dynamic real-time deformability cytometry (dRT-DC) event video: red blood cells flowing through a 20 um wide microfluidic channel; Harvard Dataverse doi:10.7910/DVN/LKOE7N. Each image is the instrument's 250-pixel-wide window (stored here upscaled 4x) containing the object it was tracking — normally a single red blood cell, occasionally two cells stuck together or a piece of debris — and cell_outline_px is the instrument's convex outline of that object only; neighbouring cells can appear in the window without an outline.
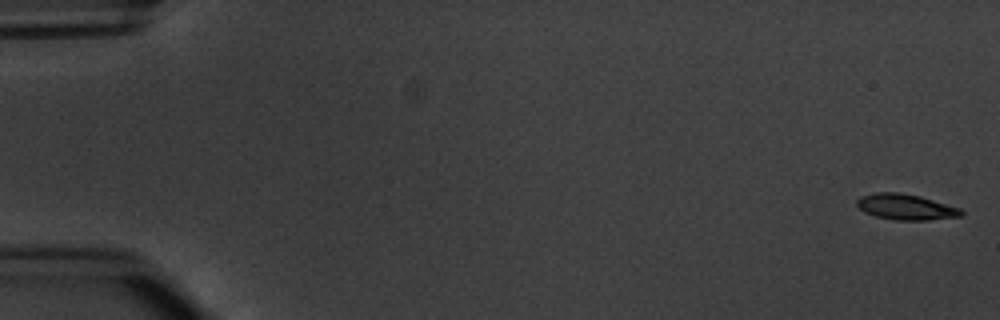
{"species": "common noctule bat (a hibernating species)", "species_latin": "Nyctalus noctula", "temperature_condition": "warm", "stored_images_in_passage": 5, "camera_frame_rate_fps": 3000, "um_per_image_px": 0.085, "animal": {"sex": "male", "body_mass_g": 20.1, "forearm_length_mm": 53.5}, "frame": {"image": 1, "passage_image": 1, "time_ms": 0.0, "image_size_px": [1000, 320], "cell_outline_px": [[964, 216], [928, 220], [896, 220], [876, 216], [864, 212], [856, 204], [856, 200], [860, 196], [876, 192], [896, 192], [920, 196], [960, 208], [964, 212]], "centroid_in_image_um": [77.0, 17.59], "position_along_channel_um": 8.0, "area_um2": 15.66}}